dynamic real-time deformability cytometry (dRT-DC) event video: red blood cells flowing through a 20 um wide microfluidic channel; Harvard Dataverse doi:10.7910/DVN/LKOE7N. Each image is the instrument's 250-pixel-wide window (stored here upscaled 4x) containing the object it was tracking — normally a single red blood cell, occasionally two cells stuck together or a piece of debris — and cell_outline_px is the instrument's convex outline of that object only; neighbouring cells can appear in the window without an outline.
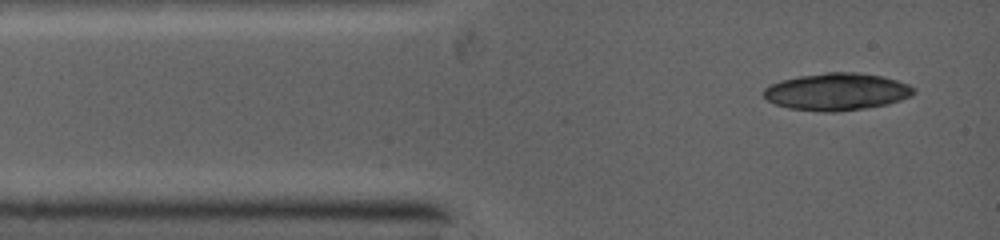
{"species": "common noctule bat (a hibernating species)", "species_latin": "Nyctalus noctula", "temperature_condition": "warm", "stored_images_in_passage": 1, "camera_frame_rate_fps": 5000, "um_per_image_px": 0.085, "animal": {"sex": "female", "body_mass_g": 19.0, "forearm_length_mm": 53.3}, "frame": {"image": 1, "passage_image": 1, "time_ms": 0.0, "image_size_px": [1000, 240], "cell_outline_px": [[916, 92], [912, 96], [888, 104], [864, 108], [832, 112], [824, 112], [788, 108], [776, 104], [768, 100], [760, 92], [768, 84], [780, 80], [800, 76], [824, 72], [856, 72], [884, 76], [908, 84], [916, 88]], "centroid_in_image_um": [71.12, 7.78], "position_along_channel_um": 13.9, "area_um2": 32.83}}